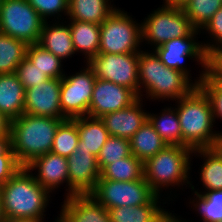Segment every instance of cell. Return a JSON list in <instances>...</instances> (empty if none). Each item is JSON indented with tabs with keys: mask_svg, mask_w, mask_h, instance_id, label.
<instances>
[{
	"mask_svg": "<svg viewBox=\"0 0 222 222\" xmlns=\"http://www.w3.org/2000/svg\"><path fill=\"white\" fill-rule=\"evenodd\" d=\"M44 219H12L6 220V222H44Z\"/></svg>",
	"mask_w": 222,
	"mask_h": 222,
	"instance_id": "46",
	"label": "cell"
},
{
	"mask_svg": "<svg viewBox=\"0 0 222 222\" xmlns=\"http://www.w3.org/2000/svg\"><path fill=\"white\" fill-rule=\"evenodd\" d=\"M127 11L115 9L100 25L99 53H140L142 24L128 15Z\"/></svg>",
	"mask_w": 222,
	"mask_h": 222,
	"instance_id": "6",
	"label": "cell"
},
{
	"mask_svg": "<svg viewBox=\"0 0 222 222\" xmlns=\"http://www.w3.org/2000/svg\"><path fill=\"white\" fill-rule=\"evenodd\" d=\"M73 120L76 122L79 133L77 149L90 151L97 157L110 136L104 122L100 118L89 116L73 118Z\"/></svg>",
	"mask_w": 222,
	"mask_h": 222,
	"instance_id": "21",
	"label": "cell"
},
{
	"mask_svg": "<svg viewBox=\"0 0 222 222\" xmlns=\"http://www.w3.org/2000/svg\"><path fill=\"white\" fill-rule=\"evenodd\" d=\"M148 120L167 145L182 146L181 126L176 107L168 106L158 114L148 112Z\"/></svg>",
	"mask_w": 222,
	"mask_h": 222,
	"instance_id": "27",
	"label": "cell"
},
{
	"mask_svg": "<svg viewBox=\"0 0 222 222\" xmlns=\"http://www.w3.org/2000/svg\"><path fill=\"white\" fill-rule=\"evenodd\" d=\"M192 155L203 158L200 180L206 191L222 190V154L214 148L193 150Z\"/></svg>",
	"mask_w": 222,
	"mask_h": 222,
	"instance_id": "25",
	"label": "cell"
},
{
	"mask_svg": "<svg viewBox=\"0 0 222 222\" xmlns=\"http://www.w3.org/2000/svg\"><path fill=\"white\" fill-rule=\"evenodd\" d=\"M129 142L131 154L143 163L167 146L149 120L139 128Z\"/></svg>",
	"mask_w": 222,
	"mask_h": 222,
	"instance_id": "24",
	"label": "cell"
},
{
	"mask_svg": "<svg viewBox=\"0 0 222 222\" xmlns=\"http://www.w3.org/2000/svg\"><path fill=\"white\" fill-rule=\"evenodd\" d=\"M200 31H202L201 33H208L209 38H211L209 40L212 42L206 41L205 43L201 41L205 53L210 57L222 45V7Z\"/></svg>",
	"mask_w": 222,
	"mask_h": 222,
	"instance_id": "36",
	"label": "cell"
},
{
	"mask_svg": "<svg viewBox=\"0 0 222 222\" xmlns=\"http://www.w3.org/2000/svg\"><path fill=\"white\" fill-rule=\"evenodd\" d=\"M143 100L139 97L128 107L104 114L100 118L110 136L129 140L139 130L148 120V112L142 108Z\"/></svg>",
	"mask_w": 222,
	"mask_h": 222,
	"instance_id": "17",
	"label": "cell"
},
{
	"mask_svg": "<svg viewBox=\"0 0 222 222\" xmlns=\"http://www.w3.org/2000/svg\"><path fill=\"white\" fill-rule=\"evenodd\" d=\"M131 155L130 142L128 139L109 136L97 156L100 171L112 162Z\"/></svg>",
	"mask_w": 222,
	"mask_h": 222,
	"instance_id": "34",
	"label": "cell"
},
{
	"mask_svg": "<svg viewBox=\"0 0 222 222\" xmlns=\"http://www.w3.org/2000/svg\"><path fill=\"white\" fill-rule=\"evenodd\" d=\"M138 70L139 97L146 95L152 101H177L187 96L210 71L201 68L199 77L191 82L182 72L166 67L152 50L140 51Z\"/></svg>",
	"mask_w": 222,
	"mask_h": 222,
	"instance_id": "1",
	"label": "cell"
},
{
	"mask_svg": "<svg viewBox=\"0 0 222 222\" xmlns=\"http://www.w3.org/2000/svg\"><path fill=\"white\" fill-rule=\"evenodd\" d=\"M22 166L16 159L12 147L3 155H0V187L13 177Z\"/></svg>",
	"mask_w": 222,
	"mask_h": 222,
	"instance_id": "39",
	"label": "cell"
},
{
	"mask_svg": "<svg viewBox=\"0 0 222 222\" xmlns=\"http://www.w3.org/2000/svg\"><path fill=\"white\" fill-rule=\"evenodd\" d=\"M139 96L132 90L110 81L96 79L88 116L101 118L104 114L128 107Z\"/></svg>",
	"mask_w": 222,
	"mask_h": 222,
	"instance_id": "14",
	"label": "cell"
},
{
	"mask_svg": "<svg viewBox=\"0 0 222 222\" xmlns=\"http://www.w3.org/2000/svg\"><path fill=\"white\" fill-rule=\"evenodd\" d=\"M11 148V136H0V155L5 154Z\"/></svg>",
	"mask_w": 222,
	"mask_h": 222,
	"instance_id": "42",
	"label": "cell"
},
{
	"mask_svg": "<svg viewBox=\"0 0 222 222\" xmlns=\"http://www.w3.org/2000/svg\"><path fill=\"white\" fill-rule=\"evenodd\" d=\"M222 7V0H190L183 10L196 30H201Z\"/></svg>",
	"mask_w": 222,
	"mask_h": 222,
	"instance_id": "33",
	"label": "cell"
},
{
	"mask_svg": "<svg viewBox=\"0 0 222 222\" xmlns=\"http://www.w3.org/2000/svg\"><path fill=\"white\" fill-rule=\"evenodd\" d=\"M63 120L65 119L33 116L28 113L12 120L11 147L22 167L51 151L54 136Z\"/></svg>",
	"mask_w": 222,
	"mask_h": 222,
	"instance_id": "4",
	"label": "cell"
},
{
	"mask_svg": "<svg viewBox=\"0 0 222 222\" xmlns=\"http://www.w3.org/2000/svg\"><path fill=\"white\" fill-rule=\"evenodd\" d=\"M199 87L211 102L214 122L218 118L222 120V80L209 71L201 80Z\"/></svg>",
	"mask_w": 222,
	"mask_h": 222,
	"instance_id": "35",
	"label": "cell"
},
{
	"mask_svg": "<svg viewBox=\"0 0 222 222\" xmlns=\"http://www.w3.org/2000/svg\"><path fill=\"white\" fill-rule=\"evenodd\" d=\"M210 61H222V45L210 56Z\"/></svg>",
	"mask_w": 222,
	"mask_h": 222,
	"instance_id": "45",
	"label": "cell"
},
{
	"mask_svg": "<svg viewBox=\"0 0 222 222\" xmlns=\"http://www.w3.org/2000/svg\"><path fill=\"white\" fill-rule=\"evenodd\" d=\"M27 48L26 42L0 33V74L15 73Z\"/></svg>",
	"mask_w": 222,
	"mask_h": 222,
	"instance_id": "29",
	"label": "cell"
},
{
	"mask_svg": "<svg viewBox=\"0 0 222 222\" xmlns=\"http://www.w3.org/2000/svg\"><path fill=\"white\" fill-rule=\"evenodd\" d=\"M193 150L189 147L167 145L156 155L143 163L144 178L157 194L163 189L190 184V170Z\"/></svg>",
	"mask_w": 222,
	"mask_h": 222,
	"instance_id": "5",
	"label": "cell"
},
{
	"mask_svg": "<svg viewBox=\"0 0 222 222\" xmlns=\"http://www.w3.org/2000/svg\"><path fill=\"white\" fill-rule=\"evenodd\" d=\"M53 20L55 24H51L50 20L43 24L37 44L63 61L75 54L70 27L66 21H64L66 24L63 20L60 24V20L57 21L55 18Z\"/></svg>",
	"mask_w": 222,
	"mask_h": 222,
	"instance_id": "19",
	"label": "cell"
},
{
	"mask_svg": "<svg viewBox=\"0 0 222 222\" xmlns=\"http://www.w3.org/2000/svg\"><path fill=\"white\" fill-rule=\"evenodd\" d=\"M25 88L16 73L0 74V112L10 120L24 113Z\"/></svg>",
	"mask_w": 222,
	"mask_h": 222,
	"instance_id": "20",
	"label": "cell"
},
{
	"mask_svg": "<svg viewBox=\"0 0 222 222\" xmlns=\"http://www.w3.org/2000/svg\"><path fill=\"white\" fill-rule=\"evenodd\" d=\"M45 20L27 0H2L0 8V33L37 44Z\"/></svg>",
	"mask_w": 222,
	"mask_h": 222,
	"instance_id": "8",
	"label": "cell"
},
{
	"mask_svg": "<svg viewBox=\"0 0 222 222\" xmlns=\"http://www.w3.org/2000/svg\"><path fill=\"white\" fill-rule=\"evenodd\" d=\"M200 33V30H195L190 36L171 39L152 51L166 67L182 72L193 82L191 70L183 65L187 58L199 62L203 69H210V57L205 53L202 43L196 39Z\"/></svg>",
	"mask_w": 222,
	"mask_h": 222,
	"instance_id": "12",
	"label": "cell"
},
{
	"mask_svg": "<svg viewBox=\"0 0 222 222\" xmlns=\"http://www.w3.org/2000/svg\"><path fill=\"white\" fill-rule=\"evenodd\" d=\"M139 58L140 53H98L87 64L94 71L96 79L126 87L139 96Z\"/></svg>",
	"mask_w": 222,
	"mask_h": 222,
	"instance_id": "11",
	"label": "cell"
},
{
	"mask_svg": "<svg viewBox=\"0 0 222 222\" xmlns=\"http://www.w3.org/2000/svg\"><path fill=\"white\" fill-rule=\"evenodd\" d=\"M0 192L6 220L45 219L44 212L51 194L35 180L26 167H22L3 184Z\"/></svg>",
	"mask_w": 222,
	"mask_h": 222,
	"instance_id": "3",
	"label": "cell"
},
{
	"mask_svg": "<svg viewBox=\"0 0 222 222\" xmlns=\"http://www.w3.org/2000/svg\"><path fill=\"white\" fill-rule=\"evenodd\" d=\"M152 222H187L186 219L182 220V218L176 217L170 211H166V209ZM192 222V221H191Z\"/></svg>",
	"mask_w": 222,
	"mask_h": 222,
	"instance_id": "40",
	"label": "cell"
},
{
	"mask_svg": "<svg viewBox=\"0 0 222 222\" xmlns=\"http://www.w3.org/2000/svg\"><path fill=\"white\" fill-rule=\"evenodd\" d=\"M28 3L39 13L45 20L52 16L58 21L62 17V13L68 16L69 0H27ZM48 18V19H47Z\"/></svg>",
	"mask_w": 222,
	"mask_h": 222,
	"instance_id": "37",
	"label": "cell"
},
{
	"mask_svg": "<svg viewBox=\"0 0 222 222\" xmlns=\"http://www.w3.org/2000/svg\"><path fill=\"white\" fill-rule=\"evenodd\" d=\"M75 53H83L84 62L88 63L99 53L100 25L91 22H69Z\"/></svg>",
	"mask_w": 222,
	"mask_h": 222,
	"instance_id": "22",
	"label": "cell"
},
{
	"mask_svg": "<svg viewBox=\"0 0 222 222\" xmlns=\"http://www.w3.org/2000/svg\"><path fill=\"white\" fill-rule=\"evenodd\" d=\"M160 7L141 22L143 43L154 49L171 39L190 36L196 30L183 8L166 4Z\"/></svg>",
	"mask_w": 222,
	"mask_h": 222,
	"instance_id": "7",
	"label": "cell"
},
{
	"mask_svg": "<svg viewBox=\"0 0 222 222\" xmlns=\"http://www.w3.org/2000/svg\"><path fill=\"white\" fill-rule=\"evenodd\" d=\"M0 222H6V218L4 216L3 199L1 192H0Z\"/></svg>",
	"mask_w": 222,
	"mask_h": 222,
	"instance_id": "47",
	"label": "cell"
},
{
	"mask_svg": "<svg viewBox=\"0 0 222 222\" xmlns=\"http://www.w3.org/2000/svg\"><path fill=\"white\" fill-rule=\"evenodd\" d=\"M195 199L189 202L197 211L202 222H222V190L201 191L195 190L194 185H189Z\"/></svg>",
	"mask_w": 222,
	"mask_h": 222,
	"instance_id": "28",
	"label": "cell"
},
{
	"mask_svg": "<svg viewBox=\"0 0 222 222\" xmlns=\"http://www.w3.org/2000/svg\"><path fill=\"white\" fill-rule=\"evenodd\" d=\"M113 0H69V21L91 22L101 25L117 9Z\"/></svg>",
	"mask_w": 222,
	"mask_h": 222,
	"instance_id": "23",
	"label": "cell"
},
{
	"mask_svg": "<svg viewBox=\"0 0 222 222\" xmlns=\"http://www.w3.org/2000/svg\"><path fill=\"white\" fill-rule=\"evenodd\" d=\"M216 148L219 150V152L222 154V132H219V138L217 141Z\"/></svg>",
	"mask_w": 222,
	"mask_h": 222,
	"instance_id": "48",
	"label": "cell"
},
{
	"mask_svg": "<svg viewBox=\"0 0 222 222\" xmlns=\"http://www.w3.org/2000/svg\"><path fill=\"white\" fill-rule=\"evenodd\" d=\"M161 196L156 195L148 204L141 206H123L108 209L111 222H152L165 209L161 205ZM162 206V207H161Z\"/></svg>",
	"mask_w": 222,
	"mask_h": 222,
	"instance_id": "26",
	"label": "cell"
},
{
	"mask_svg": "<svg viewBox=\"0 0 222 222\" xmlns=\"http://www.w3.org/2000/svg\"><path fill=\"white\" fill-rule=\"evenodd\" d=\"M69 198L90 195L100 178L97 157L90 151L76 149L68 158Z\"/></svg>",
	"mask_w": 222,
	"mask_h": 222,
	"instance_id": "13",
	"label": "cell"
},
{
	"mask_svg": "<svg viewBox=\"0 0 222 222\" xmlns=\"http://www.w3.org/2000/svg\"><path fill=\"white\" fill-rule=\"evenodd\" d=\"M16 75L23 87L26 89L44 83L49 77L39 68L35 67L30 60L25 57L16 69Z\"/></svg>",
	"mask_w": 222,
	"mask_h": 222,
	"instance_id": "38",
	"label": "cell"
},
{
	"mask_svg": "<svg viewBox=\"0 0 222 222\" xmlns=\"http://www.w3.org/2000/svg\"><path fill=\"white\" fill-rule=\"evenodd\" d=\"M144 177L143 162L133 154L112 162L100 173L99 179L114 181H133Z\"/></svg>",
	"mask_w": 222,
	"mask_h": 222,
	"instance_id": "30",
	"label": "cell"
},
{
	"mask_svg": "<svg viewBox=\"0 0 222 222\" xmlns=\"http://www.w3.org/2000/svg\"><path fill=\"white\" fill-rule=\"evenodd\" d=\"M90 195L108 210L128 205H145L157 194L143 177L133 181L98 179L96 188Z\"/></svg>",
	"mask_w": 222,
	"mask_h": 222,
	"instance_id": "9",
	"label": "cell"
},
{
	"mask_svg": "<svg viewBox=\"0 0 222 222\" xmlns=\"http://www.w3.org/2000/svg\"><path fill=\"white\" fill-rule=\"evenodd\" d=\"M210 71L222 80V61H210Z\"/></svg>",
	"mask_w": 222,
	"mask_h": 222,
	"instance_id": "43",
	"label": "cell"
},
{
	"mask_svg": "<svg viewBox=\"0 0 222 222\" xmlns=\"http://www.w3.org/2000/svg\"><path fill=\"white\" fill-rule=\"evenodd\" d=\"M79 133L73 119L63 120L54 136L52 153L68 158L77 149Z\"/></svg>",
	"mask_w": 222,
	"mask_h": 222,
	"instance_id": "32",
	"label": "cell"
},
{
	"mask_svg": "<svg viewBox=\"0 0 222 222\" xmlns=\"http://www.w3.org/2000/svg\"><path fill=\"white\" fill-rule=\"evenodd\" d=\"M26 57L49 78L61 79L65 76L63 61L38 44H29Z\"/></svg>",
	"mask_w": 222,
	"mask_h": 222,
	"instance_id": "31",
	"label": "cell"
},
{
	"mask_svg": "<svg viewBox=\"0 0 222 222\" xmlns=\"http://www.w3.org/2000/svg\"><path fill=\"white\" fill-rule=\"evenodd\" d=\"M61 78L60 102L62 119L88 116L96 76L86 63L80 72Z\"/></svg>",
	"mask_w": 222,
	"mask_h": 222,
	"instance_id": "10",
	"label": "cell"
},
{
	"mask_svg": "<svg viewBox=\"0 0 222 222\" xmlns=\"http://www.w3.org/2000/svg\"><path fill=\"white\" fill-rule=\"evenodd\" d=\"M11 122L12 120L0 112V136H10Z\"/></svg>",
	"mask_w": 222,
	"mask_h": 222,
	"instance_id": "41",
	"label": "cell"
},
{
	"mask_svg": "<svg viewBox=\"0 0 222 222\" xmlns=\"http://www.w3.org/2000/svg\"><path fill=\"white\" fill-rule=\"evenodd\" d=\"M190 0H163V3L169 6L175 7H183L185 6Z\"/></svg>",
	"mask_w": 222,
	"mask_h": 222,
	"instance_id": "44",
	"label": "cell"
},
{
	"mask_svg": "<svg viewBox=\"0 0 222 222\" xmlns=\"http://www.w3.org/2000/svg\"><path fill=\"white\" fill-rule=\"evenodd\" d=\"M61 207L55 222H111L108 210L91 195H73Z\"/></svg>",
	"mask_w": 222,
	"mask_h": 222,
	"instance_id": "18",
	"label": "cell"
},
{
	"mask_svg": "<svg viewBox=\"0 0 222 222\" xmlns=\"http://www.w3.org/2000/svg\"><path fill=\"white\" fill-rule=\"evenodd\" d=\"M68 159L66 157L48 152L34 159L26 166L32 173L35 180L44 187L49 193L53 194L55 189L66 183L67 195L64 199L69 198V182H68ZM37 173V174H35Z\"/></svg>",
	"mask_w": 222,
	"mask_h": 222,
	"instance_id": "16",
	"label": "cell"
},
{
	"mask_svg": "<svg viewBox=\"0 0 222 222\" xmlns=\"http://www.w3.org/2000/svg\"><path fill=\"white\" fill-rule=\"evenodd\" d=\"M61 79L49 78L25 90L24 113L62 119L60 102Z\"/></svg>",
	"mask_w": 222,
	"mask_h": 222,
	"instance_id": "15",
	"label": "cell"
},
{
	"mask_svg": "<svg viewBox=\"0 0 222 222\" xmlns=\"http://www.w3.org/2000/svg\"><path fill=\"white\" fill-rule=\"evenodd\" d=\"M175 103L182 133V146L192 150L214 148L219 131H214L212 105L205 92L196 86Z\"/></svg>",
	"mask_w": 222,
	"mask_h": 222,
	"instance_id": "2",
	"label": "cell"
}]
</instances>
